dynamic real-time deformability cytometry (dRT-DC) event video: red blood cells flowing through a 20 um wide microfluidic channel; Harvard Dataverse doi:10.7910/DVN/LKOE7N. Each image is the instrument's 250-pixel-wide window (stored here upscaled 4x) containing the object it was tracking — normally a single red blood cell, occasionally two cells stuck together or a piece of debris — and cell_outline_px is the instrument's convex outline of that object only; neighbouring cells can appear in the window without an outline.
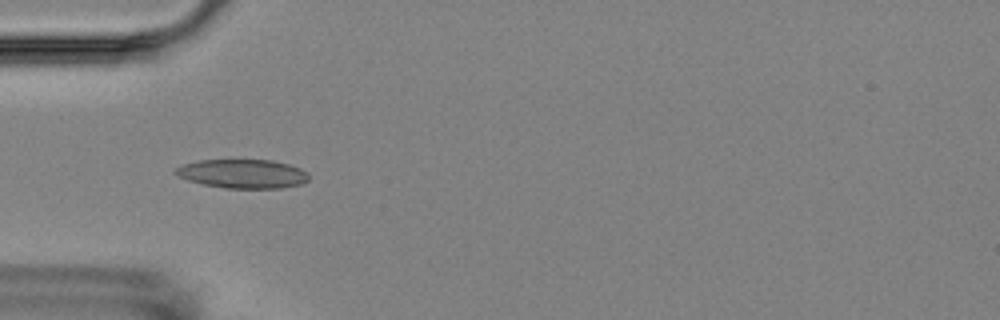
{"species": "Egyptian fruit bat (a non-hibernating species)", "species_latin": "Rousettus aegyptiacus", "temperature_condition": "room temperature", "stored_images_in_passage": 7, "camera_frame_rate_fps": 3000, "um_per_image_px": 0.085, "animal": {"sex": "female"}, "frame": {"image": 1, "passage_image": 5, "time_ms": 4.333, "image_size_px": [1000, 320], "cell_outline_px": [[308, 180], [300, 184], [280, 188], [224, 188], [204, 184], [188, 180], [172, 172], [176, 168], [184, 164], [200, 160], [272, 160], [288, 164], [300, 168], [308, 172]], "centroid_in_image_um": [20.64, 14.77], "position_along_channel_um": 64.4, "area_um2": 22.31}}
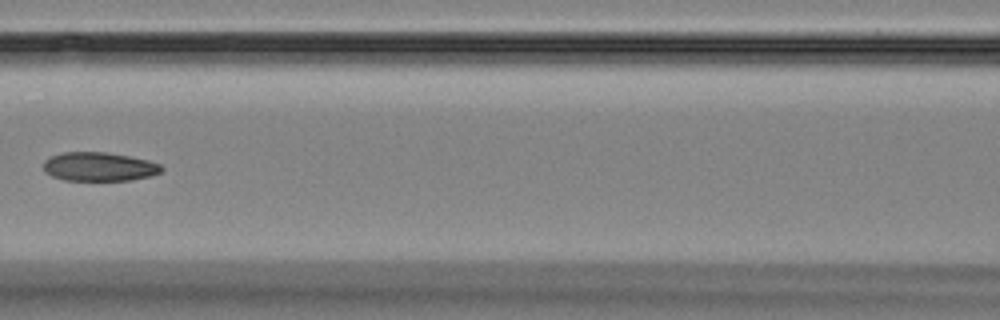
{"frame": {"image": 2, "passage_image": 7, "time_ms": 7.0, "image_size_px": [1000, 320], "cell_outline_px": [[164, 168], [160, 172], [152, 176], [132, 180], [64, 180], [52, 176], [44, 172], [44, 160], [52, 156], [64, 152], [104, 152], [128, 156], [148, 160], [160, 164]], "centroid_in_image_um": [8.44, 14.17], "position_along_channel_um": 158.2, "area_um2": 19.83}}